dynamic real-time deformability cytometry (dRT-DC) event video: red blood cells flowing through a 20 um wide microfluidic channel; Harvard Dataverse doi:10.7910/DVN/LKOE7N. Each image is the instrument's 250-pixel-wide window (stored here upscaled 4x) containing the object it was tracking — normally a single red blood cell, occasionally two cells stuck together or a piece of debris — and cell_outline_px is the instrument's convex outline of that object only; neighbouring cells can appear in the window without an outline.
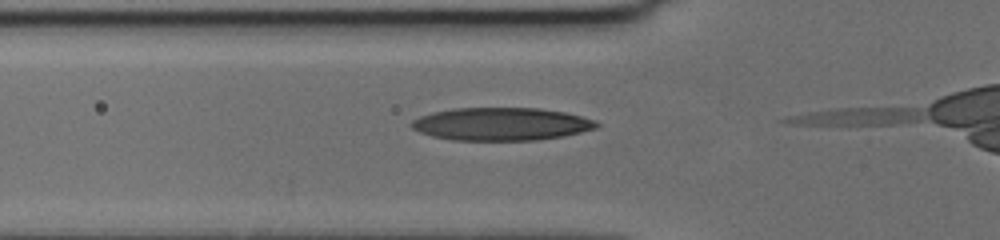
{"species": "human", "species_latin": "Homo sapiens", "temperature_condition": "cold", "stored_images_in_passage": 17, "camera_frame_rate_fps": 3000, "um_per_image_px": 0.085, "donor": {"sex": "female"}, "frame": {"image": 1, "passage_image": 12, "time_ms": 3.667, "image_size_px": [1000, 240], "cell_outline_px": [[600, 124], [596, 128], [564, 136], [536, 140], [452, 140], [432, 136], [420, 132], [412, 128], [408, 124], [412, 120], [420, 116], [432, 112], [452, 108], [540, 108], [564, 112], [596, 120]], "centroid_in_image_um": [42.58, 10.54], "position_along_channel_um": 83.2, "area_um2": 35.55}}
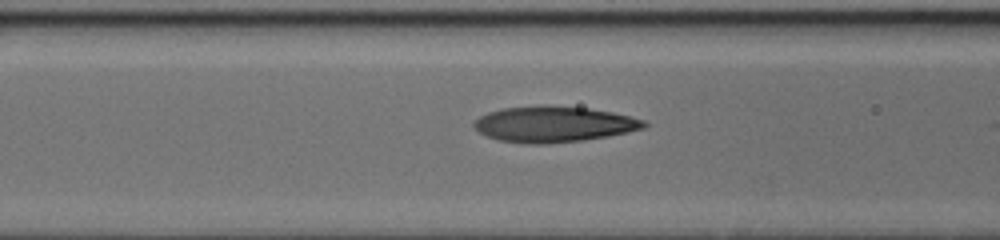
{"frame": {"image": 2, "passage_image": 15, "time_ms": 4.667, "image_size_px": [1000, 240], "cell_outline_px": [[648, 124], [644, 128], [628, 132], [608, 136], [584, 140], [548, 144], [524, 144], [500, 140], [488, 136], [480, 132], [472, 124], [480, 116], [488, 112], [500, 108], [544, 104], [588, 108], [612, 112], [644, 120]], "centroid_in_image_um": [47.06, 10.55], "position_along_channel_um": 119.5, "area_um2": 35.72}}